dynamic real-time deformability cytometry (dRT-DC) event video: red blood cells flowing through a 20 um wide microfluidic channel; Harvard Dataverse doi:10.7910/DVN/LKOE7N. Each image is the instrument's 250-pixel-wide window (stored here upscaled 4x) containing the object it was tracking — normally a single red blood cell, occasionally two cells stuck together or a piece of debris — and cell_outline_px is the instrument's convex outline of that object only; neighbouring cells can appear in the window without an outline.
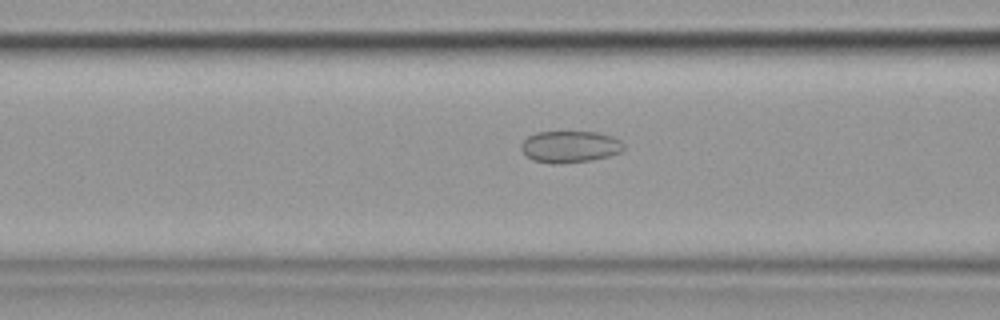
{"species": "common noctule bat (a hibernating species)", "species_latin": "Nyctalus noctula", "temperature_condition": "cold", "stored_images_in_passage": 35, "camera_frame_rate_fps": 3000, "um_per_image_px": 0.085, "animal": {"sex": "female", "body_mass_g": 19.9}, "frame": {"image": 1, "passage_image": 9, "time_ms": 2.667, "image_size_px": [1000, 320], "cell_outline_px": [[624, 148], [620, 152], [608, 156], [592, 160], [556, 164], [552, 164], [532, 160], [520, 148], [520, 144], [528, 136], [536, 132], [596, 132], [612, 136], [620, 140], [624, 144]], "centroid_in_image_um": [48.43, 12.47], "position_along_channel_um": 118.2, "area_um2": 18.96}}
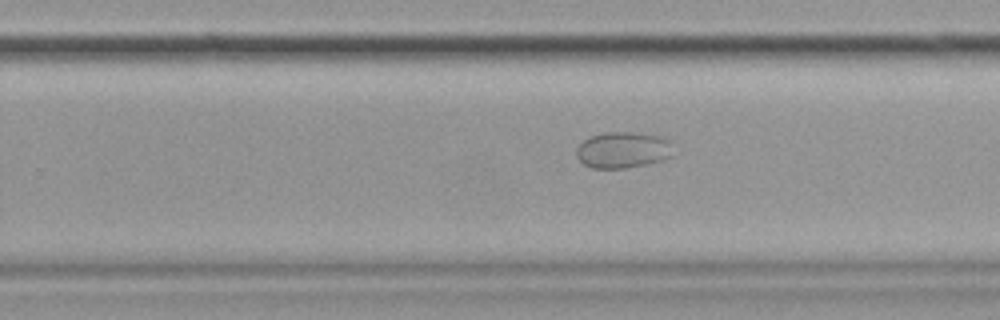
{"frame": {"image": 2, "passage_image": 22, "time_ms": 7.0, "image_size_px": [1000, 320], "cell_outline_px": [[672, 156], [648, 164], [624, 168], [592, 168], [584, 164], [576, 156], [576, 148], [584, 140], [592, 136], [604, 132], [636, 132], [660, 136], [672, 140]], "centroid_in_image_um": [52.97, 12.74], "position_along_channel_um": 276.8, "area_um2": 20.58}}
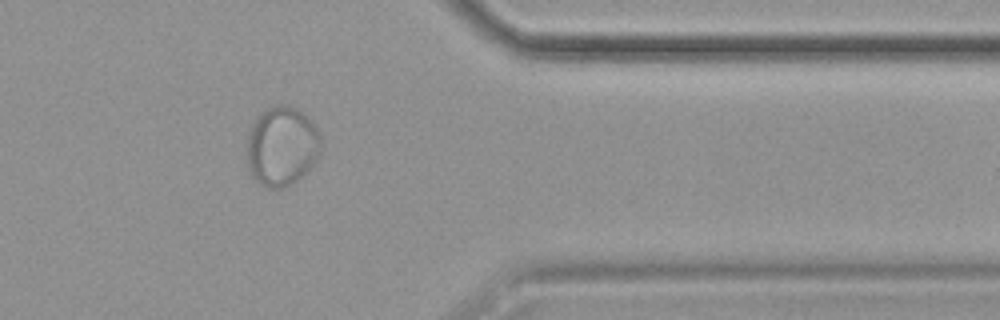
{"frame": {"image": 3, "passage_image": 32, "time_ms": 10.333, "image_size_px": [1000, 320], "cell_outline_px": [[320, 152], [316, 160], [292, 184], [284, 188], [268, 188], [260, 184], [248, 172], [244, 152], [244, 144], [248, 132], [256, 116], [272, 104], [284, 104], [296, 108], [308, 116], [312, 120], [320, 136]], "centroid_in_image_um": [23.88, 12.41], "position_along_channel_um": 387.5, "area_um2": 35.08}}